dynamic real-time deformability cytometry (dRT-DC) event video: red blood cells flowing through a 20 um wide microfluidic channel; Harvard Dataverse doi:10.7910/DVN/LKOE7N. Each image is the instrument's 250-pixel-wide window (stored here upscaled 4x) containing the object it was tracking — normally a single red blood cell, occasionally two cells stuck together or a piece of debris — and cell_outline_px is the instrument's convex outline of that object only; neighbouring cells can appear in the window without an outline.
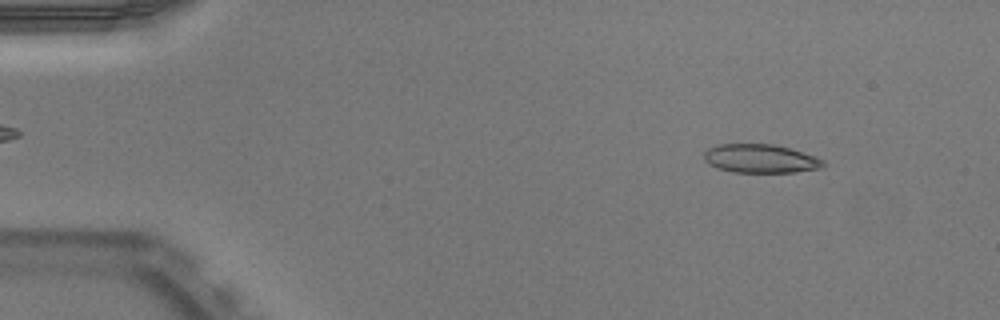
{"species": "Egyptian fruit bat (a non-hibernating species)", "species_latin": "Rousettus aegyptiacus", "temperature_condition": "warm", "stored_images_in_passage": 41, "camera_frame_rate_fps": 3000, "um_per_image_px": 0.085, "animal": {"sex": "male"}, "frame": {"image": 1, "passage_image": 6, "time_ms": 1.667, "image_size_px": [1000, 320], "cell_outline_px": [[824, 164], [820, 168], [796, 172], [732, 172], [716, 168], [708, 164], [704, 160], [704, 152], [708, 148], [716, 144], [772, 144], [788, 148], [816, 156], [824, 160]], "centroid_in_image_um": [64.6, 13.48], "position_along_channel_um": 20.4, "area_um2": 19.94}}
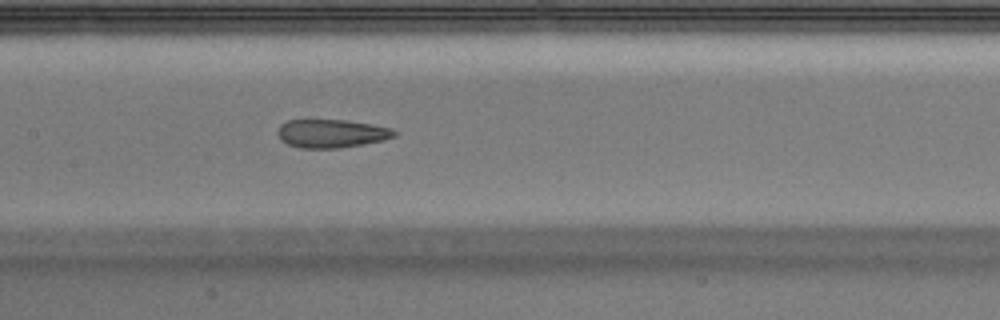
{"frame": {"image": 2, "passage_image": 25, "time_ms": 8.0, "image_size_px": [1000, 320], "cell_outline_px": [[396, 136], [384, 140], [340, 148], [300, 148], [288, 144], [280, 140], [276, 132], [280, 124], [288, 120], [348, 120], [372, 124], [392, 128], [396, 132]], "centroid_in_image_um": [28.16, 11.34], "position_along_channel_um": 179.2, "area_um2": 19.42}}
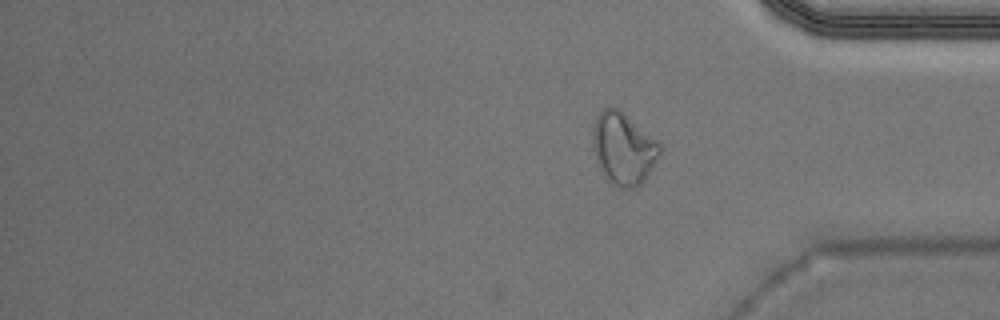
{"frame": {"image": 3, "passage_image": 41, "time_ms": 13.333, "image_size_px": [1000, 320], "cell_outline_px": [[664, 148], [660, 156], [644, 180], [640, 184], [632, 188], [620, 188], [612, 184], [604, 172], [596, 156], [592, 144], [592, 128], [596, 116], [604, 108], [612, 104], [620, 108], [656, 140]], "centroid_in_image_um": [53.0, 12.56], "position_along_channel_um": 382.2, "area_um2": 28.15}, "authors_computed_cell_mechanics": {"area_um2": 20.3456, "velocity_mm_per_s": 3.9598, "shape_relaxation_time_tau1_ms": null, "shape_relaxation_time_tau2_ms": 2.2576, "deformation_change_tau1": null, "deformation_change_tau2": 0.1091}}